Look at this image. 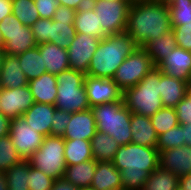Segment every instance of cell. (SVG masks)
Masks as SVG:
<instances>
[{
  "label": "cell",
  "mask_w": 191,
  "mask_h": 190,
  "mask_svg": "<svg viewBox=\"0 0 191 190\" xmlns=\"http://www.w3.org/2000/svg\"><path fill=\"white\" fill-rule=\"evenodd\" d=\"M64 156L67 166L93 159L91 143L83 139H64Z\"/></svg>",
  "instance_id": "obj_29"
},
{
  "label": "cell",
  "mask_w": 191,
  "mask_h": 190,
  "mask_svg": "<svg viewBox=\"0 0 191 190\" xmlns=\"http://www.w3.org/2000/svg\"><path fill=\"white\" fill-rule=\"evenodd\" d=\"M96 164L97 161L91 159L79 164L67 166L63 178L79 189L89 187L95 174Z\"/></svg>",
  "instance_id": "obj_27"
},
{
  "label": "cell",
  "mask_w": 191,
  "mask_h": 190,
  "mask_svg": "<svg viewBox=\"0 0 191 190\" xmlns=\"http://www.w3.org/2000/svg\"><path fill=\"white\" fill-rule=\"evenodd\" d=\"M178 185L179 177L172 171H168L159 165L149 175L142 190H177Z\"/></svg>",
  "instance_id": "obj_32"
},
{
  "label": "cell",
  "mask_w": 191,
  "mask_h": 190,
  "mask_svg": "<svg viewBox=\"0 0 191 190\" xmlns=\"http://www.w3.org/2000/svg\"><path fill=\"white\" fill-rule=\"evenodd\" d=\"M28 85V80L20 67L17 55L5 54L0 74L1 88H20Z\"/></svg>",
  "instance_id": "obj_22"
},
{
  "label": "cell",
  "mask_w": 191,
  "mask_h": 190,
  "mask_svg": "<svg viewBox=\"0 0 191 190\" xmlns=\"http://www.w3.org/2000/svg\"><path fill=\"white\" fill-rule=\"evenodd\" d=\"M76 10L59 5L53 15V21H74Z\"/></svg>",
  "instance_id": "obj_45"
},
{
  "label": "cell",
  "mask_w": 191,
  "mask_h": 190,
  "mask_svg": "<svg viewBox=\"0 0 191 190\" xmlns=\"http://www.w3.org/2000/svg\"><path fill=\"white\" fill-rule=\"evenodd\" d=\"M162 3H165L166 5H169L173 0H158Z\"/></svg>",
  "instance_id": "obj_57"
},
{
  "label": "cell",
  "mask_w": 191,
  "mask_h": 190,
  "mask_svg": "<svg viewBox=\"0 0 191 190\" xmlns=\"http://www.w3.org/2000/svg\"><path fill=\"white\" fill-rule=\"evenodd\" d=\"M90 186L96 190H123L120 171L111 161H97Z\"/></svg>",
  "instance_id": "obj_19"
},
{
  "label": "cell",
  "mask_w": 191,
  "mask_h": 190,
  "mask_svg": "<svg viewBox=\"0 0 191 190\" xmlns=\"http://www.w3.org/2000/svg\"><path fill=\"white\" fill-rule=\"evenodd\" d=\"M171 25L191 22V0H173L169 5Z\"/></svg>",
  "instance_id": "obj_37"
},
{
  "label": "cell",
  "mask_w": 191,
  "mask_h": 190,
  "mask_svg": "<svg viewBox=\"0 0 191 190\" xmlns=\"http://www.w3.org/2000/svg\"><path fill=\"white\" fill-rule=\"evenodd\" d=\"M170 10L160 1L131 4L126 33L138 47H144L150 40L160 38L171 29Z\"/></svg>",
  "instance_id": "obj_2"
},
{
  "label": "cell",
  "mask_w": 191,
  "mask_h": 190,
  "mask_svg": "<svg viewBox=\"0 0 191 190\" xmlns=\"http://www.w3.org/2000/svg\"><path fill=\"white\" fill-rule=\"evenodd\" d=\"M4 55L5 53L3 52V50H0V74H1V67L3 63Z\"/></svg>",
  "instance_id": "obj_55"
},
{
  "label": "cell",
  "mask_w": 191,
  "mask_h": 190,
  "mask_svg": "<svg viewBox=\"0 0 191 190\" xmlns=\"http://www.w3.org/2000/svg\"><path fill=\"white\" fill-rule=\"evenodd\" d=\"M137 47L126 32L107 35L100 40L86 75L112 79L118 67Z\"/></svg>",
  "instance_id": "obj_3"
},
{
  "label": "cell",
  "mask_w": 191,
  "mask_h": 190,
  "mask_svg": "<svg viewBox=\"0 0 191 190\" xmlns=\"http://www.w3.org/2000/svg\"><path fill=\"white\" fill-rule=\"evenodd\" d=\"M40 18L52 19L59 6L58 0H34Z\"/></svg>",
  "instance_id": "obj_43"
},
{
  "label": "cell",
  "mask_w": 191,
  "mask_h": 190,
  "mask_svg": "<svg viewBox=\"0 0 191 190\" xmlns=\"http://www.w3.org/2000/svg\"><path fill=\"white\" fill-rule=\"evenodd\" d=\"M100 40L95 36L76 33V36L67 48L70 69L86 74Z\"/></svg>",
  "instance_id": "obj_12"
},
{
  "label": "cell",
  "mask_w": 191,
  "mask_h": 190,
  "mask_svg": "<svg viewBox=\"0 0 191 190\" xmlns=\"http://www.w3.org/2000/svg\"><path fill=\"white\" fill-rule=\"evenodd\" d=\"M184 145L183 128L179 124L158 136L157 149L161 150L176 148Z\"/></svg>",
  "instance_id": "obj_38"
},
{
  "label": "cell",
  "mask_w": 191,
  "mask_h": 190,
  "mask_svg": "<svg viewBox=\"0 0 191 190\" xmlns=\"http://www.w3.org/2000/svg\"><path fill=\"white\" fill-rule=\"evenodd\" d=\"M74 27L76 33L88 34L99 39H103L107 36L102 30V25L99 23L97 13L90 4L76 11Z\"/></svg>",
  "instance_id": "obj_25"
},
{
  "label": "cell",
  "mask_w": 191,
  "mask_h": 190,
  "mask_svg": "<svg viewBox=\"0 0 191 190\" xmlns=\"http://www.w3.org/2000/svg\"><path fill=\"white\" fill-rule=\"evenodd\" d=\"M35 103L28 85L20 88L0 89V108L10 119L21 117Z\"/></svg>",
  "instance_id": "obj_13"
},
{
  "label": "cell",
  "mask_w": 191,
  "mask_h": 190,
  "mask_svg": "<svg viewBox=\"0 0 191 190\" xmlns=\"http://www.w3.org/2000/svg\"><path fill=\"white\" fill-rule=\"evenodd\" d=\"M12 14L29 27L40 19L34 0H12Z\"/></svg>",
  "instance_id": "obj_34"
},
{
  "label": "cell",
  "mask_w": 191,
  "mask_h": 190,
  "mask_svg": "<svg viewBox=\"0 0 191 190\" xmlns=\"http://www.w3.org/2000/svg\"><path fill=\"white\" fill-rule=\"evenodd\" d=\"M0 190H8L5 172H0Z\"/></svg>",
  "instance_id": "obj_52"
},
{
  "label": "cell",
  "mask_w": 191,
  "mask_h": 190,
  "mask_svg": "<svg viewBox=\"0 0 191 190\" xmlns=\"http://www.w3.org/2000/svg\"><path fill=\"white\" fill-rule=\"evenodd\" d=\"M55 109V105L35 102L22 117L29 126L46 137L51 135L52 118Z\"/></svg>",
  "instance_id": "obj_18"
},
{
  "label": "cell",
  "mask_w": 191,
  "mask_h": 190,
  "mask_svg": "<svg viewBox=\"0 0 191 190\" xmlns=\"http://www.w3.org/2000/svg\"><path fill=\"white\" fill-rule=\"evenodd\" d=\"M150 121L158 136L179 125L177 113L173 107H162L150 117Z\"/></svg>",
  "instance_id": "obj_35"
},
{
  "label": "cell",
  "mask_w": 191,
  "mask_h": 190,
  "mask_svg": "<svg viewBox=\"0 0 191 190\" xmlns=\"http://www.w3.org/2000/svg\"><path fill=\"white\" fill-rule=\"evenodd\" d=\"M89 4L97 13L99 23L106 35L126 31L131 6L128 0H90Z\"/></svg>",
  "instance_id": "obj_8"
},
{
  "label": "cell",
  "mask_w": 191,
  "mask_h": 190,
  "mask_svg": "<svg viewBox=\"0 0 191 190\" xmlns=\"http://www.w3.org/2000/svg\"><path fill=\"white\" fill-rule=\"evenodd\" d=\"M79 190H96V189L91 187V186H89V187L80 188Z\"/></svg>",
  "instance_id": "obj_58"
},
{
  "label": "cell",
  "mask_w": 191,
  "mask_h": 190,
  "mask_svg": "<svg viewBox=\"0 0 191 190\" xmlns=\"http://www.w3.org/2000/svg\"><path fill=\"white\" fill-rule=\"evenodd\" d=\"M177 47L174 30L171 28L161 37L150 40L143 49L151 58L155 67H157L167 56Z\"/></svg>",
  "instance_id": "obj_26"
},
{
  "label": "cell",
  "mask_w": 191,
  "mask_h": 190,
  "mask_svg": "<svg viewBox=\"0 0 191 190\" xmlns=\"http://www.w3.org/2000/svg\"><path fill=\"white\" fill-rule=\"evenodd\" d=\"M30 28L37 44L49 42V19L40 18Z\"/></svg>",
  "instance_id": "obj_42"
},
{
  "label": "cell",
  "mask_w": 191,
  "mask_h": 190,
  "mask_svg": "<svg viewBox=\"0 0 191 190\" xmlns=\"http://www.w3.org/2000/svg\"><path fill=\"white\" fill-rule=\"evenodd\" d=\"M174 30L177 46L191 51V22L184 25H171Z\"/></svg>",
  "instance_id": "obj_41"
},
{
  "label": "cell",
  "mask_w": 191,
  "mask_h": 190,
  "mask_svg": "<svg viewBox=\"0 0 191 190\" xmlns=\"http://www.w3.org/2000/svg\"><path fill=\"white\" fill-rule=\"evenodd\" d=\"M130 124L132 143L146 147H157L158 135L150 121V117L132 113Z\"/></svg>",
  "instance_id": "obj_20"
},
{
  "label": "cell",
  "mask_w": 191,
  "mask_h": 190,
  "mask_svg": "<svg viewBox=\"0 0 191 190\" xmlns=\"http://www.w3.org/2000/svg\"><path fill=\"white\" fill-rule=\"evenodd\" d=\"M123 100L132 113L146 117L164 107L160 97V69L153 68L136 86L126 89Z\"/></svg>",
  "instance_id": "obj_4"
},
{
  "label": "cell",
  "mask_w": 191,
  "mask_h": 190,
  "mask_svg": "<svg viewBox=\"0 0 191 190\" xmlns=\"http://www.w3.org/2000/svg\"><path fill=\"white\" fill-rule=\"evenodd\" d=\"M71 114L72 112L55 109L52 118L51 136H64L67 124L69 123L71 118Z\"/></svg>",
  "instance_id": "obj_40"
},
{
  "label": "cell",
  "mask_w": 191,
  "mask_h": 190,
  "mask_svg": "<svg viewBox=\"0 0 191 190\" xmlns=\"http://www.w3.org/2000/svg\"><path fill=\"white\" fill-rule=\"evenodd\" d=\"M93 159L96 161H112L120 145L105 132L96 131L90 140Z\"/></svg>",
  "instance_id": "obj_28"
},
{
  "label": "cell",
  "mask_w": 191,
  "mask_h": 190,
  "mask_svg": "<svg viewBox=\"0 0 191 190\" xmlns=\"http://www.w3.org/2000/svg\"><path fill=\"white\" fill-rule=\"evenodd\" d=\"M12 119L0 114V138L8 136L10 132Z\"/></svg>",
  "instance_id": "obj_47"
},
{
  "label": "cell",
  "mask_w": 191,
  "mask_h": 190,
  "mask_svg": "<svg viewBox=\"0 0 191 190\" xmlns=\"http://www.w3.org/2000/svg\"><path fill=\"white\" fill-rule=\"evenodd\" d=\"M37 47L43 57V65L47 73L58 75L70 68L67 49L50 42L38 44Z\"/></svg>",
  "instance_id": "obj_21"
},
{
  "label": "cell",
  "mask_w": 191,
  "mask_h": 190,
  "mask_svg": "<svg viewBox=\"0 0 191 190\" xmlns=\"http://www.w3.org/2000/svg\"><path fill=\"white\" fill-rule=\"evenodd\" d=\"M28 86L36 103L55 105L57 100L56 75L45 72L40 77L29 81Z\"/></svg>",
  "instance_id": "obj_23"
},
{
  "label": "cell",
  "mask_w": 191,
  "mask_h": 190,
  "mask_svg": "<svg viewBox=\"0 0 191 190\" xmlns=\"http://www.w3.org/2000/svg\"><path fill=\"white\" fill-rule=\"evenodd\" d=\"M157 67L171 77L187 81L191 77V51L177 46Z\"/></svg>",
  "instance_id": "obj_16"
},
{
  "label": "cell",
  "mask_w": 191,
  "mask_h": 190,
  "mask_svg": "<svg viewBox=\"0 0 191 190\" xmlns=\"http://www.w3.org/2000/svg\"><path fill=\"white\" fill-rule=\"evenodd\" d=\"M76 29L74 21H53L49 19V42L67 49L74 37Z\"/></svg>",
  "instance_id": "obj_30"
},
{
  "label": "cell",
  "mask_w": 191,
  "mask_h": 190,
  "mask_svg": "<svg viewBox=\"0 0 191 190\" xmlns=\"http://www.w3.org/2000/svg\"><path fill=\"white\" fill-rule=\"evenodd\" d=\"M0 31L5 54L19 55L38 46L31 28L23 25L13 14L2 19Z\"/></svg>",
  "instance_id": "obj_10"
},
{
  "label": "cell",
  "mask_w": 191,
  "mask_h": 190,
  "mask_svg": "<svg viewBox=\"0 0 191 190\" xmlns=\"http://www.w3.org/2000/svg\"><path fill=\"white\" fill-rule=\"evenodd\" d=\"M3 38H2V32L0 31V50H3Z\"/></svg>",
  "instance_id": "obj_56"
},
{
  "label": "cell",
  "mask_w": 191,
  "mask_h": 190,
  "mask_svg": "<svg viewBox=\"0 0 191 190\" xmlns=\"http://www.w3.org/2000/svg\"><path fill=\"white\" fill-rule=\"evenodd\" d=\"M64 138L58 136H46L42 145L27 160L30 166L35 167L52 177L61 179L64 177L67 167L64 156Z\"/></svg>",
  "instance_id": "obj_7"
},
{
  "label": "cell",
  "mask_w": 191,
  "mask_h": 190,
  "mask_svg": "<svg viewBox=\"0 0 191 190\" xmlns=\"http://www.w3.org/2000/svg\"><path fill=\"white\" fill-rule=\"evenodd\" d=\"M84 85L90 108L104 103L123 100V91L113 79L86 75Z\"/></svg>",
  "instance_id": "obj_14"
},
{
  "label": "cell",
  "mask_w": 191,
  "mask_h": 190,
  "mask_svg": "<svg viewBox=\"0 0 191 190\" xmlns=\"http://www.w3.org/2000/svg\"><path fill=\"white\" fill-rule=\"evenodd\" d=\"M55 179L43 173L39 169L30 166L29 168V190H51Z\"/></svg>",
  "instance_id": "obj_39"
},
{
  "label": "cell",
  "mask_w": 191,
  "mask_h": 190,
  "mask_svg": "<svg viewBox=\"0 0 191 190\" xmlns=\"http://www.w3.org/2000/svg\"><path fill=\"white\" fill-rule=\"evenodd\" d=\"M51 190H79V188L71 183H68L64 178H61L54 181Z\"/></svg>",
  "instance_id": "obj_48"
},
{
  "label": "cell",
  "mask_w": 191,
  "mask_h": 190,
  "mask_svg": "<svg viewBox=\"0 0 191 190\" xmlns=\"http://www.w3.org/2000/svg\"><path fill=\"white\" fill-rule=\"evenodd\" d=\"M153 68L151 58L142 47H137L118 67L113 81L124 92L136 86Z\"/></svg>",
  "instance_id": "obj_9"
},
{
  "label": "cell",
  "mask_w": 191,
  "mask_h": 190,
  "mask_svg": "<svg viewBox=\"0 0 191 190\" xmlns=\"http://www.w3.org/2000/svg\"><path fill=\"white\" fill-rule=\"evenodd\" d=\"M17 56L20 61V67L26 75L28 82L46 72V67L43 65V57L38 47L29 49Z\"/></svg>",
  "instance_id": "obj_31"
},
{
  "label": "cell",
  "mask_w": 191,
  "mask_h": 190,
  "mask_svg": "<svg viewBox=\"0 0 191 190\" xmlns=\"http://www.w3.org/2000/svg\"><path fill=\"white\" fill-rule=\"evenodd\" d=\"M179 186L184 190H191V173L179 178Z\"/></svg>",
  "instance_id": "obj_51"
},
{
  "label": "cell",
  "mask_w": 191,
  "mask_h": 190,
  "mask_svg": "<svg viewBox=\"0 0 191 190\" xmlns=\"http://www.w3.org/2000/svg\"><path fill=\"white\" fill-rule=\"evenodd\" d=\"M153 1H158V0H128L130 4H135V3H144V2H153Z\"/></svg>",
  "instance_id": "obj_54"
},
{
  "label": "cell",
  "mask_w": 191,
  "mask_h": 190,
  "mask_svg": "<svg viewBox=\"0 0 191 190\" xmlns=\"http://www.w3.org/2000/svg\"><path fill=\"white\" fill-rule=\"evenodd\" d=\"M183 128L184 145L191 146V123L180 124Z\"/></svg>",
  "instance_id": "obj_50"
},
{
  "label": "cell",
  "mask_w": 191,
  "mask_h": 190,
  "mask_svg": "<svg viewBox=\"0 0 191 190\" xmlns=\"http://www.w3.org/2000/svg\"><path fill=\"white\" fill-rule=\"evenodd\" d=\"M85 77L83 72L70 68L56 75V109L72 113L90 109L84 85Z\"/></svg>",
  "instance_id": "obj_6"
},
{
  "label": "cell",
  "mask_w": 191,
  "mask_h": 190,
  "mask_svg": "<svg viewBox=\"0 0 191 190\" xmlns=\"http://www.w3.org/2000/svg\"><path fill=\"white\" fill-rule=\"evenodd\" d=\"M96 129L112 136L119 145L131 143L130 120L132 112L125 106L124 100L104 103L91 107Z\"/></svg>",
  "instance_id": "obj_5"
},
{
  "label": "cell",
  "mask_w": 191,
  "mask_h": 190,
  "mask_svg": "<svg viewBox=\"0 0 191 190\" xmlns=\"http://www.w3.org/2000/svg\"><path fill=\"white\" fill-rule=\"evenodd\" d=\"M9 136L23 160H27L42 145L44 136L29 126L21 116L12 119Z\"/></svg>",
  "instance_id": "obj_11"
},
{
  "label": "cell",
  "mask_w": 191,
  "mask_h": 190,
  "mask_svg": "<svg viewBox=\"0 0 191 190\" xmlns=\"http://www.w3.org/2000/svg\"><path fill=\"white\" fill-rule=\"evenodd\" d=\"M159 160L157 148L131 142L120 145L111 162L120 171L123 190H142Z\"/></svg>",
  "instance_id": "obj_1"
},
{
  "label": "cell",
  "mask_w": 191,
  "mask_h": 190,
  "mask_svg": "<svg viewBox=\"0 0 191 190\" xmlns=\"http://www.w3.org/2000/svg\"><path fill=\"white\" fill-rule=\"evenodd\" d=\"M59 5L78 10L81 7L87 6L90 0H58Z\"/></svg>",
  "instance_id": "obj_46"
},
{
  "label": "cell",
  "mask_w": 191,
  "mask_h": 190,
  "mask_svg": "<svg viewBox=\"0 0 191 190\" xmlns=\"http://www.w3.org/2000/svg\"><path fill=\"white\" fill-rule=\"evenodd\" d=\"M186 96V81L171 77L160 70V97L163 106L174 108Z\"/></svg>",
  "instance_id": "obj_24"
},
{
  "label": "cell",
  "mask_w": 191,
  "mask_h": 190,
  "mask_svg": "<svg viewBox=\"0 0 191 190\" xmlns=\"http://www.w3.org/2000/svg\"><path fill=\"white\" fill-rule=\"evenodd\" d=\"M28 160H22L5 172L8 190H29Z\"/></svg>",
  "instance_id": "obj_33"
},
{
  "label": "cell",
  "mask_w": 191,
  "mask_h": 190,
  "mask_svg": "<svg viewBox=\"0 0 191 190\" xmlns=\"http://www.w3.org/2000/svg\"><path fill=\"white\" fill-rule=\"evenodd\" d=\"M186 93L191 98V77L186 81Z\"/></svg>",
  "instance_id": "obj_53"
},
{
  "label": "cell",
  "mask_w": 191,
  "mask_h": 190,
  "mask_svg": "<svg viewBox=\"0 0 191 190\" xmlns=\"http://www.w3.org/2000/svg\"><path fill=\"white\" fill-rule=\"evenodd\" d=\"M179 124L191 123V98L186 96L175 107Z\"/></svg>",
  "instance_id": "obj_44"
},
{
  "label": "cell",
  "mask_w": 191,
  "mask_h": 190,
  "mask_svg": "<svg viewBox=\"0 0 191 190\" xmlns=\"http://www.w3.org/2000/svg\"><path fill=\"white\" fill-rule=\"evenodd\" d=\"M96 122L93 112L90 109L80 112H73L64 133V139H83L90 141L95 135Z\"/></svg>",
  "instance_id": "obj_17"
},
{
  "label": "cell",
  "mask_w": 191,
  "mask_h": 190,
  "mask_svg": "<svg viewBox=\"0 0 191 190\" xmlns=\"http://www.w3.org/2000/svg\"><path fill=\"white\" fill-rule=\"evenodd\" d=\"M159 165L179 178L191 173V146L183 145L159 152Z\"/></svg>",
  "instance_id": "obj_15"
},
{
  "label": "cell",
  "mask_w": 191,
  "mask_h": 190,
  "mask_svg": "<svg viewBox=\"0 0 191 190\" xmlns=\"http://www.w3.org/2000/svg\"><path fill=\"white\" fill-rule=\"evenodd\" d=\"M12 14V0H0V22Z\"/></svg>",
  "instance_id": "obj_49"
},
{
  "label": "cell",
  "mask_w": 191,
  "mask_h": 190,
  "mask_svg": "<svg viewBox=\"0 0 191 190\" xmlns=\"http://www.w3.org/2000/svg\"><path fill=\"white\" fill-rule=\"evenodd\" d=\"M22 160L10 136L0 138V172H6Z\"/></svg>",
  "instance_id": "obj_36"
},
{
  "label": "cell",
  "mask_w": 191,
  "mask_h": 190,
  "mask_svg": "<svg viewBox=\"0 0 191 190\" xmlns=\"http://www.w3.org/2000/svg\"><path fill=\"white\" fill-rule=\"evenodd\" d=\"M177 190H184V189H182V188L178 185Z\"/></svg>",
  "instance_id": "obj_59"
}]
</instances>
